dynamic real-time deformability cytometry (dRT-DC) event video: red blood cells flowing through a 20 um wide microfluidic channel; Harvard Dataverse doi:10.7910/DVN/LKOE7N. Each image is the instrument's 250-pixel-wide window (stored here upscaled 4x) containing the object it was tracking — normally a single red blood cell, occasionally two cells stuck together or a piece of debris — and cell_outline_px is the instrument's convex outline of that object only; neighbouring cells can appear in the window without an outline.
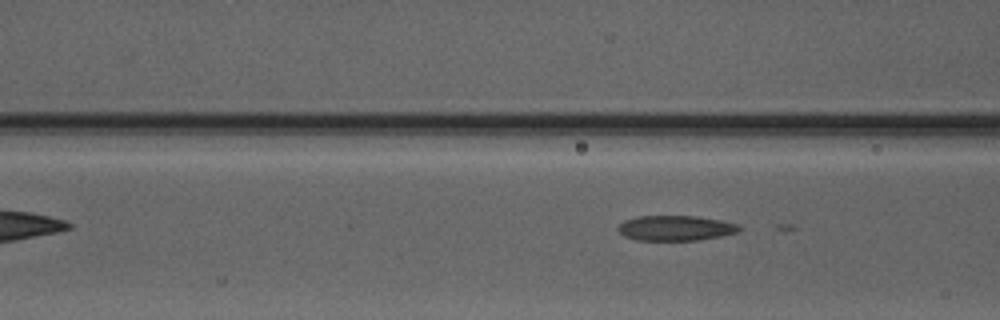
{"species": "Egyptian fruit bat (a non-hibernating species)", "species_latin": "Rousettus aegyptiacus", "temperature_condition": "warm", "stored_images_in_passage": 4, "camera_frame_rate_fps": 3000, "um_per_image_px": 0.085, "animal": {"sex": "male"}, "frame": {"image": 1, "passage_image": 4, "time_ms": 5.0, "image_size_px": [1000, 320], "cell_outline_px": [[744, 228], [736, 232], [720, 236], [696, 240], [636, 240], [624, 236], [616, 228], [624, 220], [636, 216], [696, 216], [720, 220], [736, 224]], "centroid_in_image_um": [57.39, 19.38], "position_along_channel_um": 109.2, "area_um2": 17.69}}